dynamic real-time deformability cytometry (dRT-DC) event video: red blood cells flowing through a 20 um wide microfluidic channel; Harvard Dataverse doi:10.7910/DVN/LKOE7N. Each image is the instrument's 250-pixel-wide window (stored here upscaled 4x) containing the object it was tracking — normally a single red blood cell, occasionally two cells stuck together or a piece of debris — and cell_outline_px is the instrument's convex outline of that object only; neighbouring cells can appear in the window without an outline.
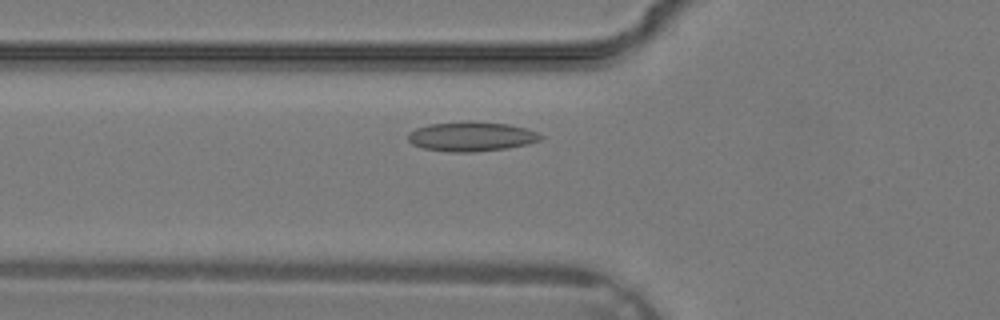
{"species": "common noctule bat (a hibernating species)", "species_latin": "Nyctalus noctula", "temperature_condition": "warm", "stored_images_in_passage": 29, "camera_frame_rate_fps": 3000, "um_per_image_px": 0.085, "animal": {"sex": "male", "body_mass_g": 19.2, "forearm_length_mm": 51.8}, "frame": {"image": 1, "passage_image": 6, "time_ms": 1.667, "image_size_px": [1000, 320], "cell_outline_px": [[544, 136], [540, 140], [528, 144], [508, 148], [472, 152], [452, 152], [424, 148], [412, 144], [408, 140], [408, 132], [416, 128], [428, 124], [468, 120], [508, 124], [524, 128], [536, 132]], "centroid_in_image_um": [40.05, 11.59], "position_along_channel_um": 85.8, "area_um2": 22.95}}
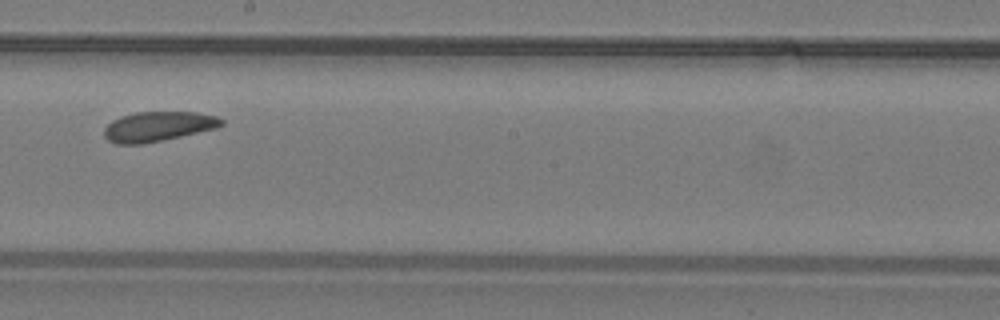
{"frame": {"image": 2, "passage_image": 14, "time_ms": 4.333, "image_size_px": [1000, 320], "cell_outline_px": [[224, 124], [216, 128], [144, 144], [116, 144], [108, 140], [104, 136], [104, 128], [112, 120], [120, 116], [136, 112], [196, 112], [216, 116], [224, 120]], "centroid_in_image_um": [13.41, 10.75], "position_along_channel_um": 234.8, "area_um2": 20.35}}
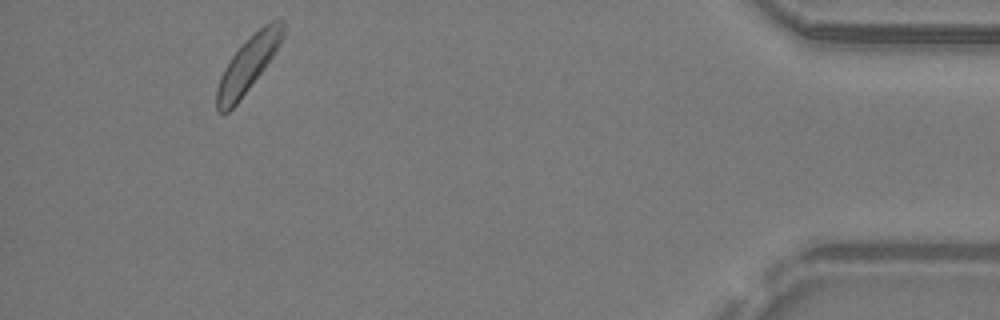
{"frame": {"image": 3, "passage_image": 27, "time_ms": 8.667, "image_size_px": [1000, 320], "cell_outline_px": [[284, 36], [272, 56], [264, 68], [236, 104], [228, 112], [216, 112], [216, 88], [220, 76], [224, 68], [232, 56], [264, 24], [280, 16], [284, 20]], "centroid_in_image_um": [21.08, 5.47], "position_along_channel_um": 414.1, "area_um2": 20.81}}